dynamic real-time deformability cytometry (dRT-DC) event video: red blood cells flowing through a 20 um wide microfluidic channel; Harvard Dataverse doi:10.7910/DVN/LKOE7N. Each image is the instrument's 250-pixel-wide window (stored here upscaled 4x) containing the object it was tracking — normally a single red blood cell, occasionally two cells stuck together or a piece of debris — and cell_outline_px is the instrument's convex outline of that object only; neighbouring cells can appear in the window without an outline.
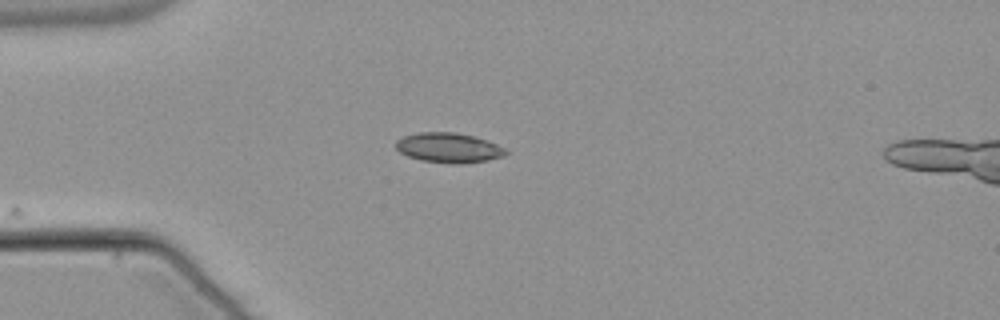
{"species": "common noctule bat (a hibernating species)", "species_latin": "Nyctalus noctula", "temperature_condition": "warm", "stored_images_in_passage": 21, "camera_frame_rate_fps": 3000, "um_per_image_px": 0.085, "animal": {"sex": "male", "body_mass_g": 21.5, "forearm_length_mm": 52.0}, "frame": {"image": 1, "passage_image": 1, "time_ms": 0.0, "image_size_px": [1000, 320], "cell_outline_px": [[512, 152], [504, 156], [488, 160], [456, 164], [420, 160], [408, 156], [400, 152], [396, 148], [396, 140], [404, 136], [416, 132], [456, 132], [476, 136], [496, 144]], "centroid_in_image_um": [38.16, 12.55], "position_along_channel_um": 46.8, "area_um2": 19.25}}